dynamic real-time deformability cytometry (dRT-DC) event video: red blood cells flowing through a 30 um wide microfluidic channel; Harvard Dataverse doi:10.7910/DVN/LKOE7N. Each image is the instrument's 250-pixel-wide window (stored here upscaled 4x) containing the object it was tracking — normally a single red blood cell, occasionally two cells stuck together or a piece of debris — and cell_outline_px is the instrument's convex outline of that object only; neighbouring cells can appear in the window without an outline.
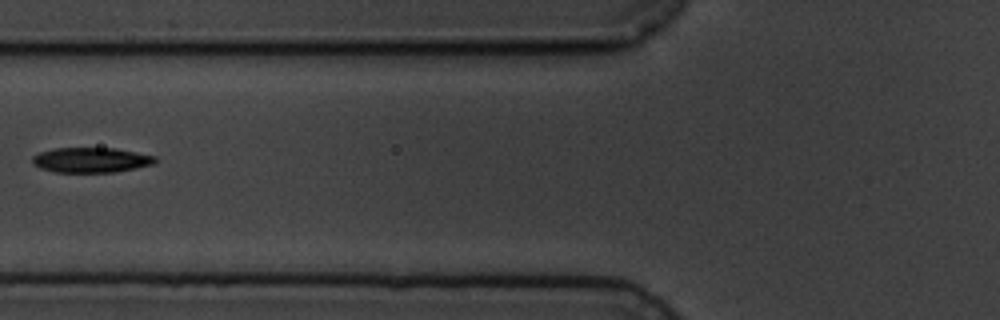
{"species": "common noctule bat (a hibernating species)", "species_latin": "Nyctalus noctula", "temperature_condition": "cold", "stored_images_in_passage": 5, "camera_frame_rate_fps": 3000, "um_per_image_px": 0.085, "animal": {"sex": "male", "body_mass_g": 19.5, "forearm_length_mm": 54.6}, "frame": {"image": 1, "passage_image": 3, "time_ms": 2.333, "image_size_px": [1000, 320], "cell_outline_px": [[156, 160], [152, 164], [116, 172], [56, 172], [40, 168], [32, 164], [32, 156], [40, 152], [56, 148], [116, 148], [156, 156]], "centroid_in_image_um": [7.71, 13.6], "position_along_channel_um": 118.1, "area_um2": 17.86}}
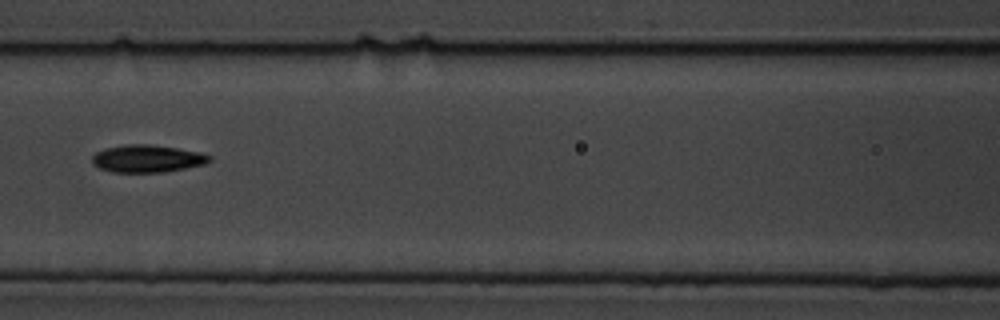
{"frame": {"image": 2, "passage_image": 4, "time_ms": 3.333, "image_size_px": [1000, 320], "cell_outline_px": [[212, 160], [204, 164], [184, 168], [160, 172], [112, 172], [100, 168], [92, 164], [92, 156], [96, 152], [108, 148], [124, 144], [152, 144], [200, 152], [212, 156]], "centroid_in_image_um": [12.51, 13.47], "position_along_channel_um": 154.1, "area_um2": 18.67}}
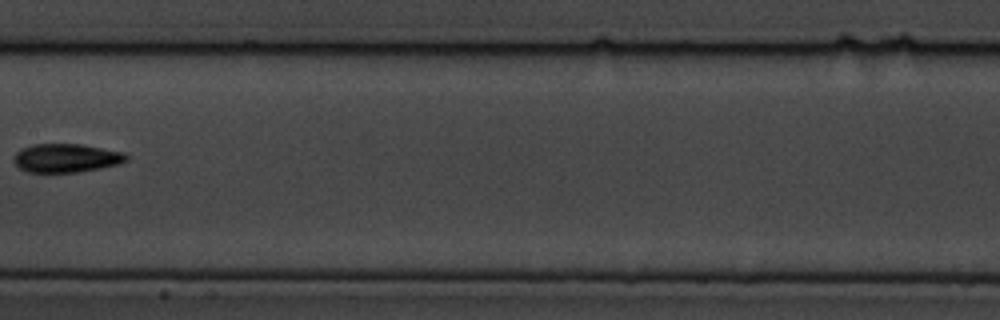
{"frame": {"image": 3, "passage_image": 5, "time_ms": 4.667, "image_size_px": [1000, 320], "cell_outline_px": [[128, 160], [116, 164], [100, 168], [76, 172], [28, 172], [20, 168], [12, 160], [16, 152], [20, 148], [32, 144], [80, 144], [124, 152], [128, 156]], "centroid_in_image_um": [5.59, 13.42], "position_along_channel_um": 201.8, "area_um2": 18.73}}